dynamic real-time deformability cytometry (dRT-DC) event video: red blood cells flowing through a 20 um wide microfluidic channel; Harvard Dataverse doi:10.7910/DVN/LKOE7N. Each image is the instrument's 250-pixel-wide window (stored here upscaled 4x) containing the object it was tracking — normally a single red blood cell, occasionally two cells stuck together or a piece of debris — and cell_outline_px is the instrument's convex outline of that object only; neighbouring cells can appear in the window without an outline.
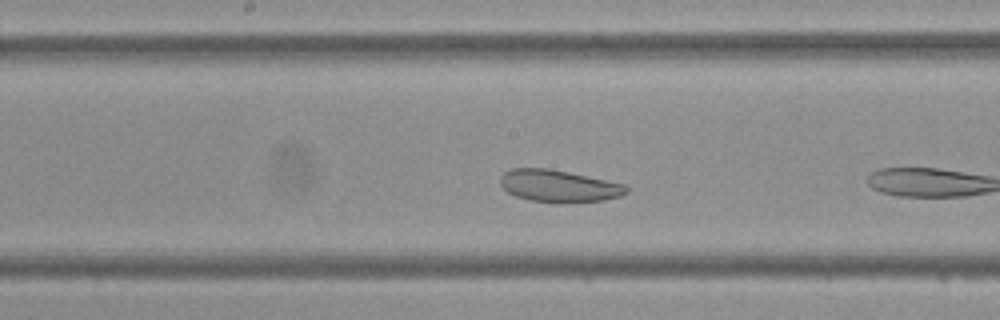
{"species": "Egyptian fruit bat (a non-hibernating species)", "species_latin": "Rousettus aegyptiacus", "temperature_condition": "cold", "stored_images_in_passage": 11, "camera_frame_rate_fps": 3000, "um_per_image_px": 0.085, "frame": {"image": 1, "passage_image": 10, "time_ms": 3.0, "image_size_px": [1000, 320], "cell_outline_px": [[628, 192], [620, 196], [604, 200], [528, 200], [516, 196], [508, 192], [500, 184], [500, 176], [504, 172], [512, 168], [548, 168], [568, 172], [624, 184], [628, 188]], "centroid_in_image_um": [47.45, 15.76], "position_along_channel_um": 200.8, "area_um2": 22.66}}